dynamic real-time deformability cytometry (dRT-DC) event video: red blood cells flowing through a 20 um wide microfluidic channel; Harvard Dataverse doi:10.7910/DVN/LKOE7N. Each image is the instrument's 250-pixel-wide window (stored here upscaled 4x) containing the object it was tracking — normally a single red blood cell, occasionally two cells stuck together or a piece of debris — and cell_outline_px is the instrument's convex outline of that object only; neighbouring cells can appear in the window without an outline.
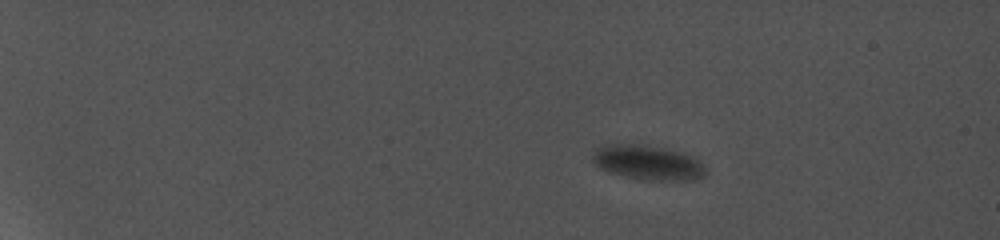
{"species": "common noctule bat (a hibernating species)", "species_latin": "Nyctalus noctula", "temperature_condition": "cold", "stored_images_in_passage": 8, "camera_frame_rate_fps": 5000, "um_per_image_px": 0.085, "animal": {"sex": "female", "body_mass_g": 19.0, "forearm_length_mm": 56.7}, "frame": {"image": 1, "passage_image": 4, "time_ms": 3.6, "image_size_px": [1000, 240], "cell_outline_px": [[696, 176], [632, 176], [616, 172], [604, 168], [596, 160], [596, 156], [600, 152], [608, 148], [644, 148], [668, 152], [684, 156], [696, 168]], "centroid_in_image_um": [54.86, 13.82], "position_along_channel_um": 30.1, "area_um2": 16.24}}